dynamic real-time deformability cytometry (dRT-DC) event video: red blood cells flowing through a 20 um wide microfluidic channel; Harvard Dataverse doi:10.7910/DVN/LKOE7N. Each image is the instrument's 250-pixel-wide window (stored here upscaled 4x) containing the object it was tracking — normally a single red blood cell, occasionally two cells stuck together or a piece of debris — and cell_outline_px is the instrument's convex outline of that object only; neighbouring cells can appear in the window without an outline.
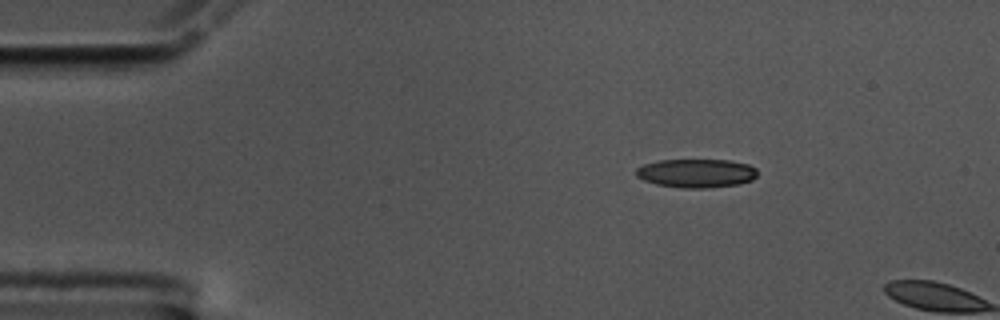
{"species": "common noctule bat (a hibernating species)", "species_latin": "Nyctalus noctula", "temperature_condition": "cold", "stored_images_in_passage": 3, "camera_frame_rate_fps": 3000, "um_per_image_px": 0.085, "animal": {"sex": "male", "body_mass_g": 17.5, "forearm_length_mm": 52.3}, "frame": {"image": 1, "passage_image": 1, "time_ms": 0.0, "image_size_px": [1000, 320], "cell_outline_px": [[756, 176], [752, 180], [740, 184], [708, 188], [680, 188], [656, 184], [644, 180], [636, 176], [636, 168], [644, 164], [660, 160], [728, 160], [748, 164], [756, 168]], "centroid_in_image_um": [59.19, 14.73], "position_along_channel_um": 25.8, "area_um2": 20.35}}